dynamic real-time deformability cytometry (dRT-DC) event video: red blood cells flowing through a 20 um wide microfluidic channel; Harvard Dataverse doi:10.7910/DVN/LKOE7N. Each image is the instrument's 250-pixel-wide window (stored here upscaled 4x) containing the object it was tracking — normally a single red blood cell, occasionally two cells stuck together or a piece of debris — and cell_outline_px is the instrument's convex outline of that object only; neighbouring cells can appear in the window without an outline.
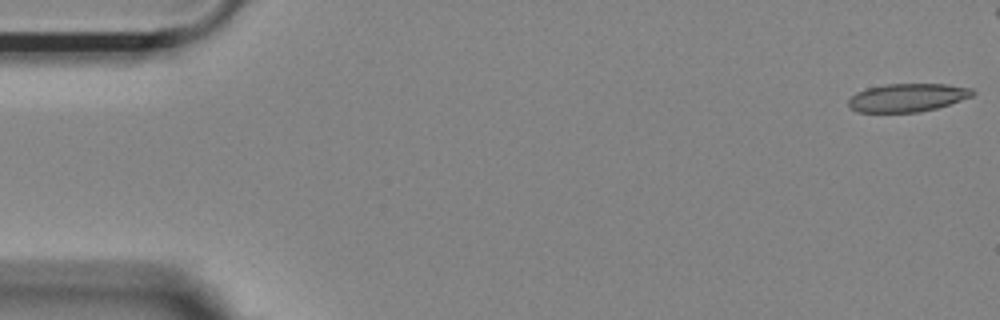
{"species": "Egyptian fruit bat (a non-hibernating species)", "species_latin": "Rousettus aegyptiacus", "temperature_condition": "room temperature", "stored_images_in_passage": 7, "camera_frame_rate_fps": 3000, "um_per_image_px": 0.085, "animal": {"sex": "female"}, "frame": {"image": 1, "passage_image": 1, "time_ms": 0.0, "image_size_px": [1000, 320], "cell_outline_px": [[976, 92], [972, 96], [936, 108], [920, 112], [856, 112], [848, 104], [848, 100], [856, 92], [868, 88], [884, 84], [948, 84], [972, 88]], "centroid_in_image_um": [77.13, 8.29], "position_along_channel_um": 7.9, "area_um2": 20.35}}